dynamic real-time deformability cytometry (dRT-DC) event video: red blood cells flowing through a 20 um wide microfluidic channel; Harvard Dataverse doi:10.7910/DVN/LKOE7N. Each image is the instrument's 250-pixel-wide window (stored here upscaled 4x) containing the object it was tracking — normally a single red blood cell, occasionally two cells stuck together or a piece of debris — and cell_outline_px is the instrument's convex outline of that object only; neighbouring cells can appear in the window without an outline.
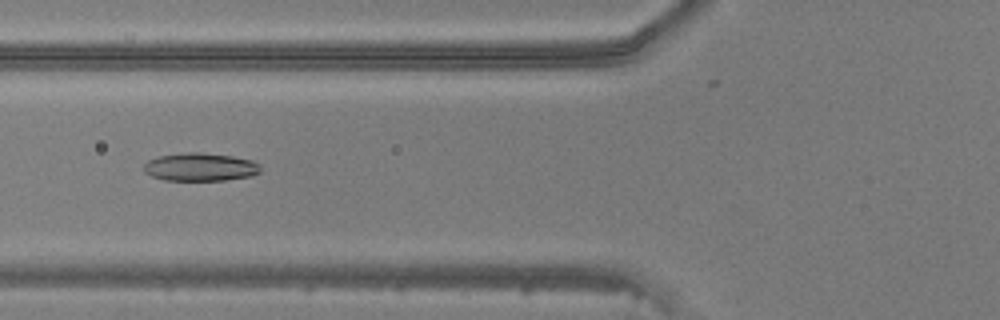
{"species": "common noctule bat (a hibernating species)", "species_latin": "Nyctalus noctula", "temperature_condition": "warm", "stored_images_in_passage": 48, "camera_frame_rate_fps": 3000, "um_per_image_px": 0.085, "animal": {"sex": "male", "body_mass_g": 20.5, "forearm_length_mm": 52.5}, "frame": {"image": 1, "passage_image": 19, "time_ms": 6.0, "image_size_px": [1000, 320], "cell_outline_px": [[260, 172], [252, 176], [224, 180], [164, 180], [152, 176], [144, 172], [144, 164], [148, 160], [160, 156], [188, 152], [200, 152], [232, 156], [252, 160], [260, 164]], "centroid_in_image_um": [17.04, 14.19], "position_along_channel_um": 108.8, "area_um2": 19.07}}
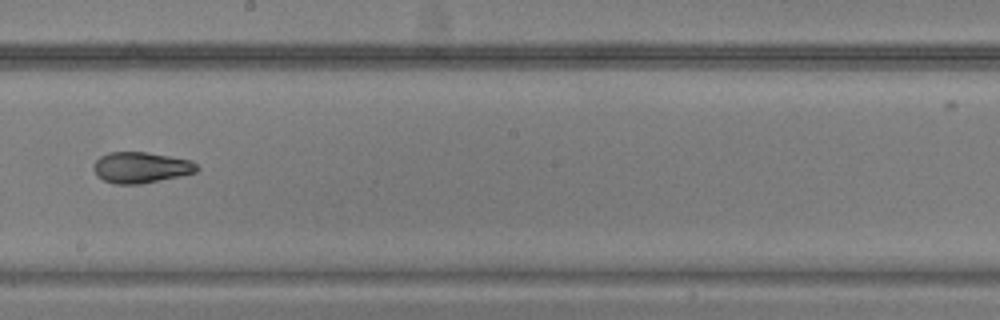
{"frame": {"image": 2, "passage_image": 28, "time_ms": 9.0, "image_size_px": [1000, 320], "cell_outline_px": [[200, 168], [196, 172], [180, 176], [140, 184], [112, 184], [96, 176], [96, 160], [100, 156], [108, 152], [148, 152], [192, 160]], "centroid_in_image_um": [12.01, 14.23], "position_along_channel_um": 236.2, "area_um2": 18.61}}
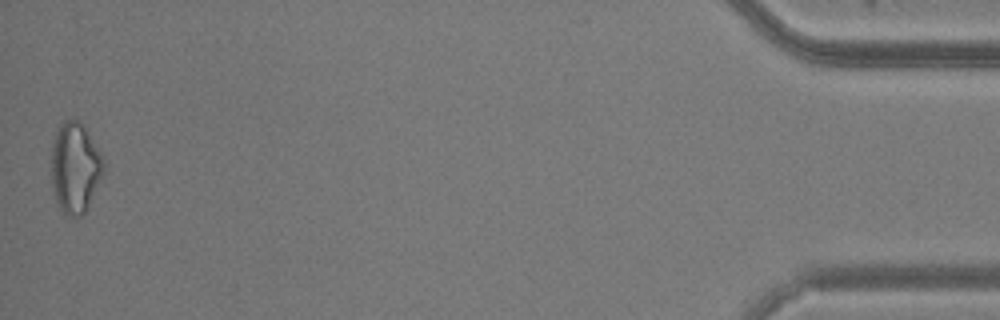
{"frame": {"image": 3, "passage_image": 48, "time_ms": 15.667, "image_size_px": [1000, 320], "cell_outline_px": [[108, 168], [88, 208], [80, 216], [68, 216], [60, 208], [56, 200], [52, 188], [52, 144], [56, 132], [64, 120], [76, 120], [84, 128], [104, 156]], "centroid_in_image_um": [6.44, 14.29], "position_along_channel_um": 428.8, "area_um2": 27.86}}